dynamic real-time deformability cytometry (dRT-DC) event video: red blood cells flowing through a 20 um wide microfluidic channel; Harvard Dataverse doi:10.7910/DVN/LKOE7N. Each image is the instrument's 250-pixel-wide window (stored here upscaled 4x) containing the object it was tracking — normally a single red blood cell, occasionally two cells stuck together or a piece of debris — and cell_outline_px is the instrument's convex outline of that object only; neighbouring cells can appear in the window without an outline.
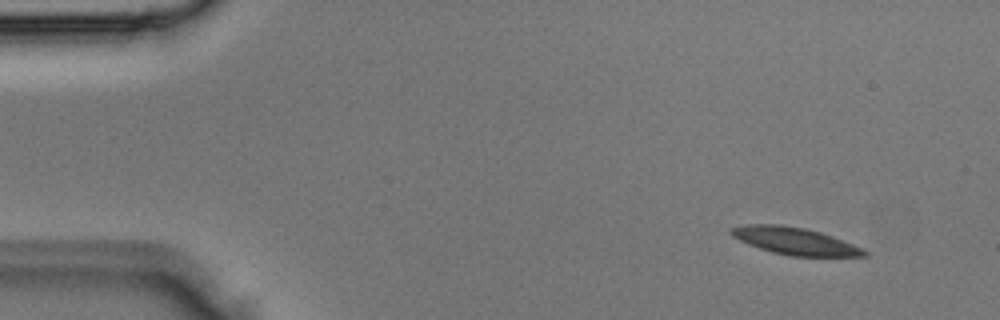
{"species": "Egyptian fruit bat (a non-hibernating species)", "species_latin": "Rousettus aegyptiacus", "temperature_condition": "room temperature", "stored_images_in_passage": 3, "camera_frame_rate_fps": 3000, "um_per_image_px": 0.085, "animal": {"sex": "male"}, "frame": {"image": 1, "passage_image": 1, "time_ms": 0.0, "image_size_px": [1000, 320], "cell_outline_px": [[868, 256], [792, 256], [772, 252], [748, 244], [732, 236], [728, 232], [728, 228], [748, 224], [780, 224], [804, 228], [820, 232], [832, 236], [852, 244], [868, 252]], "centroid_in_image_um": [67.51, 20.48], "position_along_channel_um": 17.5, "area_um2": 20.92}}